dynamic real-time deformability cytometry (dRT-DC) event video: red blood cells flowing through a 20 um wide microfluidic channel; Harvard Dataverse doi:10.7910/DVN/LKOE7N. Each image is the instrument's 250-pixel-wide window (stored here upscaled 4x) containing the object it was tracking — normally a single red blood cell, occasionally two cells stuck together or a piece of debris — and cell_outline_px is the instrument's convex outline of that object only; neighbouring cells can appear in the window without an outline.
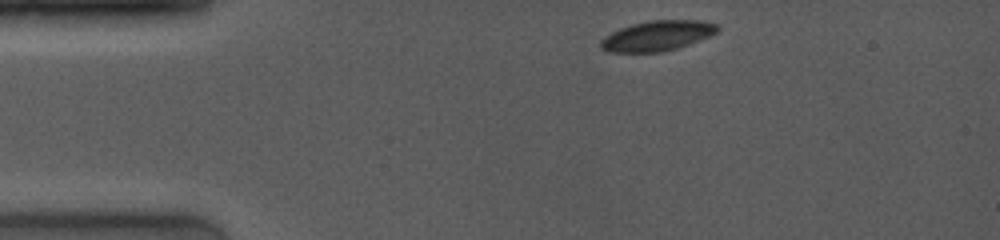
{"species": "common noctule bat (a hibernating species)", "species_latin": "Nyctalus noctula", "temperature_condition": "room temperature", "stored_images_in_passage": 9, "camera_frame_rate_fps": 4000, "um_per_image_px": 0.085, "animal": {"sex": "female", "body_mass_g": 19.0, "forearm_length_mm": 53.3}, "frame": {"image": 1, "passage_image": 1, "time_ms": 0.0, "image_size_px": [1000, 240], "cell_outline_px": [[720, 28], [716, 32], [708, 36], [688, 44], [676, 48], [660, 52], [608, 52], [600, 48], [600, 40], [604, 36], [620, 28], [632, 24], [648, 20], [700, 20], [716, 24]], "centroid_in_image_um": [55.82, 3.03], "position_along_channel_um": 29.2, "area_um2": 20.4}}
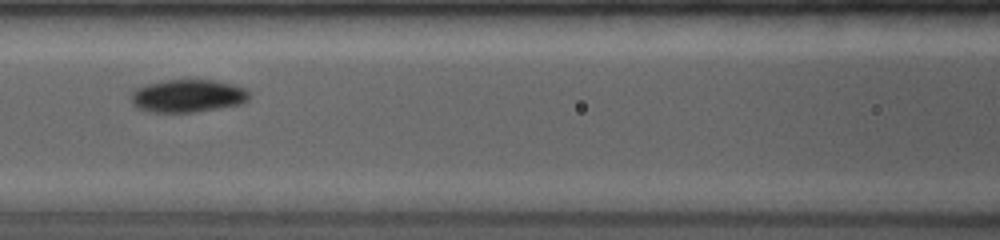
{"frame": {"image": 2, "passage_image": 8, "time_ms": 4.5, "image_size_px": [1000, 240], "cell_outline_px": [[248, 100], [240, 104], [196, 112], [148, 112], [132, 104], [132, 92], [136, 88], [144, 84], [164, 80], [212, 80], [232, 84], [244, 88], [248, 92]], "centroid_in_image_um": [15.93, 8.15], "position_along_channel_um": 150.7, "area_um2": 22.48}}